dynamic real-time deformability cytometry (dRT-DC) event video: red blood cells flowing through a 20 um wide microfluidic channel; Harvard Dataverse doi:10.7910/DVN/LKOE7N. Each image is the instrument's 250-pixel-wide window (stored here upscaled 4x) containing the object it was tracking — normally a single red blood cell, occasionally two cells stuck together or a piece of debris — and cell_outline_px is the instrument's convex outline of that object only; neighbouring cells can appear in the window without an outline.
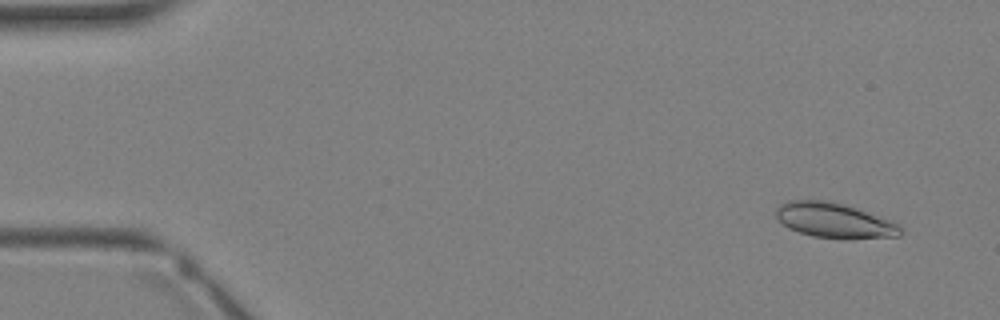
{"species": "Egyptian fruit bat (a non-hibernating species)", "species_latin": "Rousettus aegyptiacus", "temperature_condition": "warm", "stored_images_in_passage": 3, "camera_frame_rate_fps": 3000, "um_per_image_px": 0.085, "animal": {"sex": "female"}, "frame": {"image": 1, "passage_image": 1, "time_ms": 0.0, "image_size_px": [1000, 320], "cell_outline_px": [[900, 236], [852, 240], [844, 240], [812, 236], [788, 228], [776, 216], [776, 208], [780, 204], [788, 200], [828, 200], [844, 204], [892, 220], [900, 224]], "centroid_in_image_um": [70.95, 18.75], "position_along_channel_um": 14.1, "area_um2": 25.78}}